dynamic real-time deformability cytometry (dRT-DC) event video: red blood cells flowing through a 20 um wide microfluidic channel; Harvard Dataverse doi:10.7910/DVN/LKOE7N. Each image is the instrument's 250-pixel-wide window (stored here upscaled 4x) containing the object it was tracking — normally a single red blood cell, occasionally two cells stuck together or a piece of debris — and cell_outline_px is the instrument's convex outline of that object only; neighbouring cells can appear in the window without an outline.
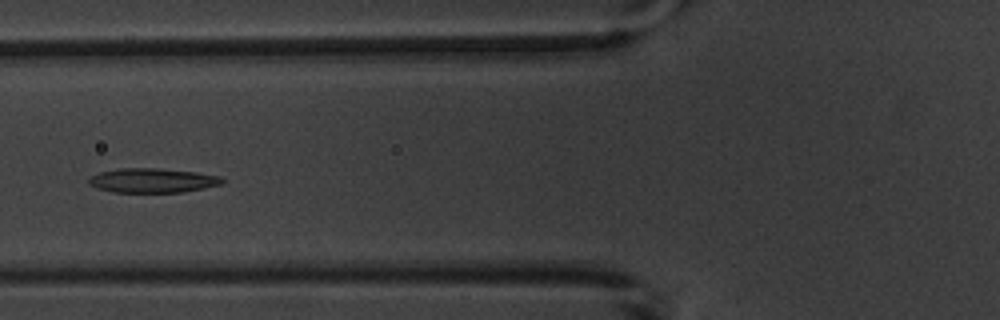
{"species": "common noctule bat (a hibernating species)", "species_latin": "Nyctalus noctula", "temperature_condition": "warm", "stored_images_in_passage": 6, "camera_frame_rate_fps": 3000, "um_per_image_px": 0.085, "animal": {"sex": "male", "body_mass_g": 20.1, "forearm_length_mm": 53.5}, "frame": {"image": 1, "passage_image": 6, "time_ms": 7.0, "image_size_px": [1000, 320], "cell_outline_px": [[224, 184], [184, 192], [112, 192], [96, 188], [88, 184], [88, 176], [100, 172], [120, 168], [160, 168], [196, 172], [220, 176], [224, 180]], "centroid_in_image_um": [12.95, 15.34], "position_along_channel_um": 112.9, "area_um2": 19.19}}